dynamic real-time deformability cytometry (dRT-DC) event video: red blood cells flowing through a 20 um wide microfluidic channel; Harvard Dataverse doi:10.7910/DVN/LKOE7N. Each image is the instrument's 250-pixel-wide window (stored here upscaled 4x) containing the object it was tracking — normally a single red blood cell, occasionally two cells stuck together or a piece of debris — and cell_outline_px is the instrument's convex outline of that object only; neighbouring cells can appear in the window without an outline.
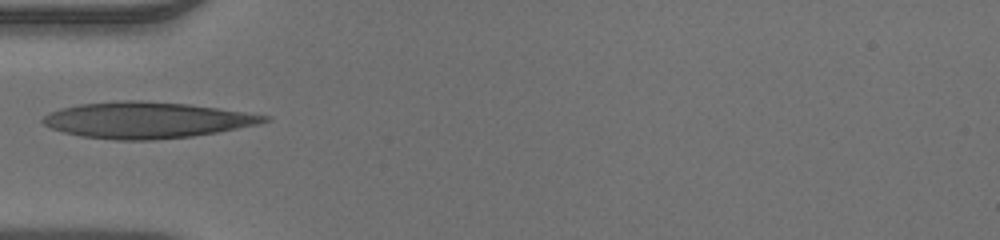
{"species": "human", "species_latin": "Homo sapiens", "temperature_condition": "warm", "stored_images_in_passage": 29, "camera_frame_rate_fps": 3000, "um_per_image_px": 0.085, "donor": {"sex": "male"}, "frame": {"image": 1, "passage_image": 1, "time_ms": 0.0, "image_size_px": [1000, 240], "cell_outline_px": [[272, 120], [260, 124], [216, 132], [192, 136], [152, 140], [116, 140], [80, 136], [64, 132], [52, 128], [44, 124], [40, 120], [44, 116], [60, 108], [80, 104], [116, 100], [140, 100], [188, 104], [272, 116]], "centroid_in_image_um": [12.47, 10.2], "position_along_channel_um": 72.5, "area_um2": 46.59}}
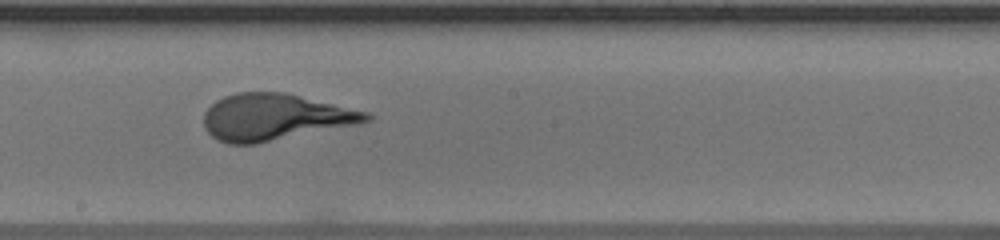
{"frame": {"image": 2, "passage_image": 12, "time_ms": 3.667, "image_size_px": [1000, 240], "cell_outline_px": [[372, 120], [360, 124], [256, 144], [228, 144], [212, 136], [204, 128], [204, 112], [216, 100], [224, 96], [236, 92], [284, 92], [368, 112], [372, 116]], "centroid_in_image_um": [23.36, 9.96], "position_along_channel_um": 224.8, "area_um2": 44.1}}
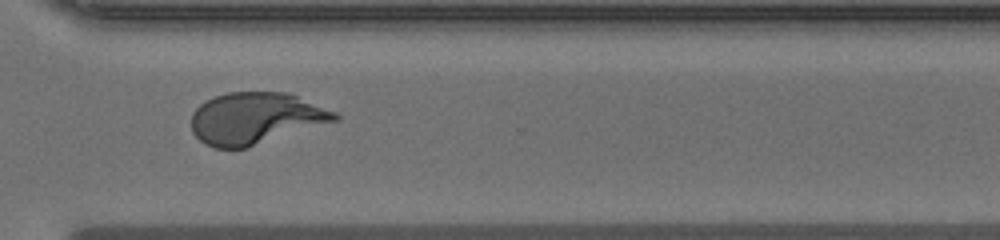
{"frame": {"image": 3, "passage_image": 21, "time_ms": 6.667, "image_size_px": [1000, 240], "cell_outline_px": [[340, 120], [248, 148], [212, 148], [204, 144], [192, 132], [192, 112], [200, 104], [212, 96], [228, 92], [288, 92], [336, 112], [340, 116]], "centroid_in_image_um": [21.73, 10.06], "position_along_channel_um": 348.9, "area_um2": 43.64}}